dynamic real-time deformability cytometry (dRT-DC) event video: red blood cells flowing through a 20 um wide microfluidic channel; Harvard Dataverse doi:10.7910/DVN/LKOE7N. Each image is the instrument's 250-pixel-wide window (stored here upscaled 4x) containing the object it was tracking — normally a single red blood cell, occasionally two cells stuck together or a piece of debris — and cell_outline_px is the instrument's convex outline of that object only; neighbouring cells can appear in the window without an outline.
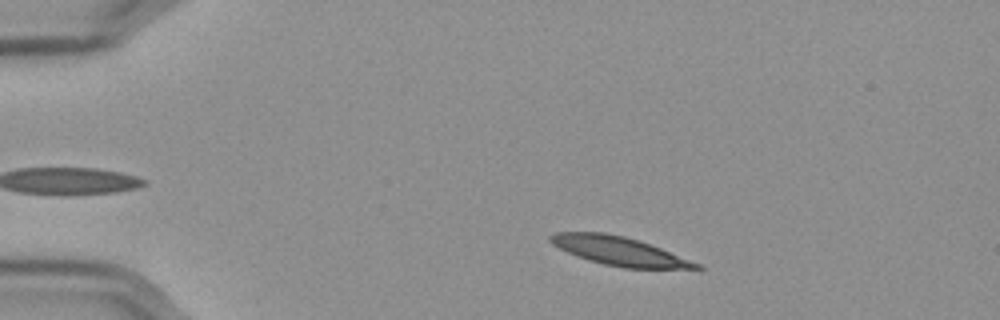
{"species": "Egyptian fruit bat (a non-hibernating species)", "species_latin": "Rousettus aegyptiacus", "temperature_condition": "cold", "stored_images_in_passage": 44, "camera_frame_rate_fps": 3000, "um_per_image_px": 0.085, "frame": {"image": 1, "passage_image": 6, "time_ms": 1.667, "image_size_px": [1000, 320], "cell_outline_px": [[704, 268], [624, 268], [604, 264], [588, 260], [576, 256], [552, 244], [548, 240], [548, 236], [556, 232], [604, 232], [624, 236], [660, 248], [700, 264]], "centroid_in_image_um": [52.55, 21.33], "position_along_channel_um": 32.4, "area_um2": 23.93}}
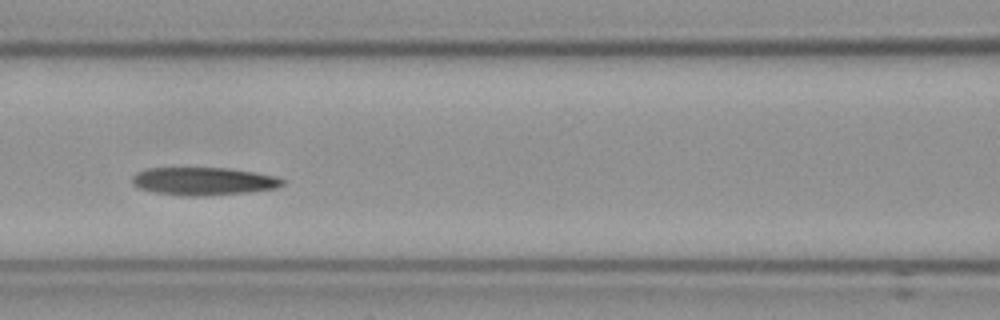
{"frame": {"image": 2, "passage_image": 21, "time_ms": 6.667, "image_size_px": [1000, 320], "cell_outline_px": [[284, 184], [276, 188], [248, 192], [208, 196], [180, 196], [152, 192], [136, 188], [132, 184], [132, 176], [136, 172], [144, 168], [228, 168], [256, 172], [276, 176], [284, 180]], "centroid_in_image_um": [17.25, 15.41], "position_along_channel_um": 149.4, "area_um2": 24.85}}
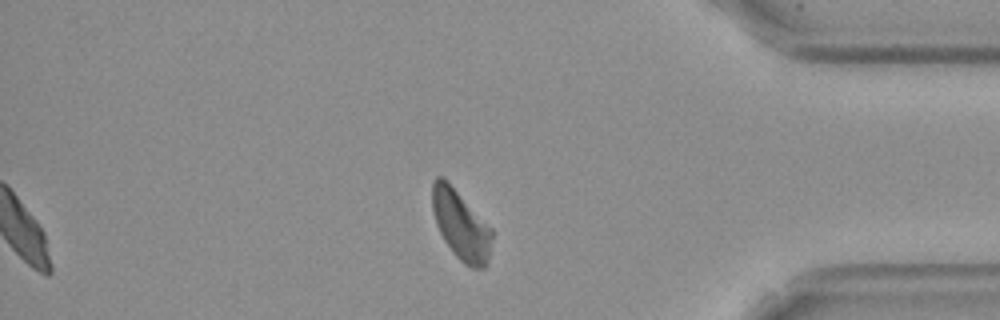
{"frame": {"image": 3, "passage_image": 44, "time_ms": 14.333, "image_size_px": [1000, 320], "cell_outline_px": [[492, 236], [488, 260], [484, 268], [472, 268], [464, 264], [452, 252], [444, 240], [436, 224], [432, 208], [432, 180], [436, 176], [440, 176], [492, 228]], "centroid_in_image_um": [39.16, 19.18], "position_along_channel_um": 396.0, "area_um2": 23.52}, "authors_computed_cell_mechanics": {"area_um2": 24.7673, "velocity_mm_per_s": 3.542, "shape_relaxation_time_tau1_ms": 4.9371, "shape_relaxation_time_tau2_ms": null, "deformation_change_tau1": 0.1625, "deformation_change_tau2": null}}